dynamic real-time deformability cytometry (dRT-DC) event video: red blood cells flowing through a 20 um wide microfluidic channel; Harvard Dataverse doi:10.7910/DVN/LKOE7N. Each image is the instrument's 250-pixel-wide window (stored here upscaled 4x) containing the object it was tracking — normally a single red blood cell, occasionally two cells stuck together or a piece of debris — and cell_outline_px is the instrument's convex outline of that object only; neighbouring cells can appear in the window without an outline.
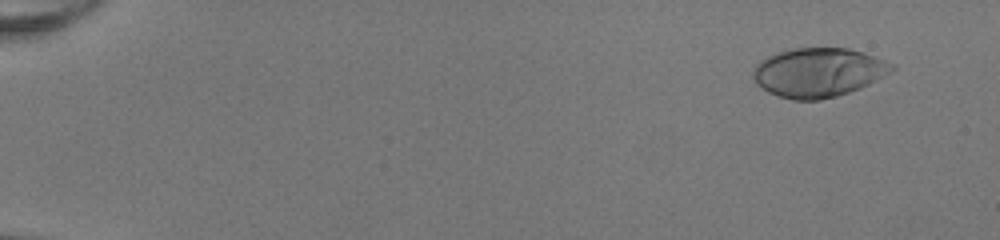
{"species": "human", "species_latin": "Homo sapiens", "temperature_condition": "room temperature", "stored_images_in_passage": 51, "camera_frame_rate_fps": 3000, "um_per_image_px": 0.085, "donor": {"sex": "female"}, "frame": {"image": 1, "passage_image": 4, "time_ms": 1.0, "image_size_px": [1000, 240], "cell_outline_px": [[896, 68], [868, 84], [860, 88], [836, 96], [820, 100], [792, 100], [768, 92], [756, 84], [752, 76], [752, 72], [756, 64], [760, 60], [776, 52], [792, 48], [848, 48], [864, 52], [896, 64]], "centroid_in_image_um": [69.54, 6.15], "position_along_channel_um": 15.5, "area_um2": 39.82}}
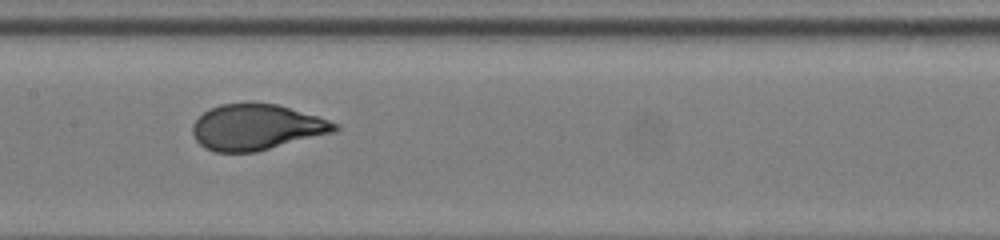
{"frame": {"image": 2, "passage_image": 28, "time_ms": 9.0, "image_size_px": [1000, 240], "cell_outline_px": [[340, 128], [336, 132], [256, 152], [216, 152], [204, 148], [196, 140], [192, 132], [192, 124], [204, 112], [220, 104], [276, 104], [316, 116], [340, 124]], "centroid_in_image_um": [21.82, 10.83], "position_along_channel_um": 185.6, "area_um2": 37.63}}
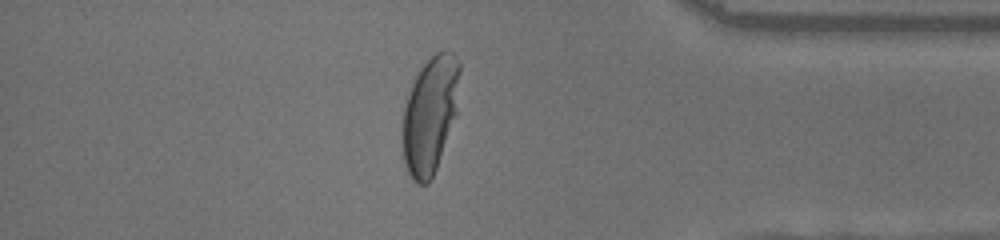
{"frame": {"image": 3, "passage_image": 45, "time_ms": 14.667, "image_size_px": [1000, 240], "cell_outline_px": [[460, 72], [456, 116], [436, 168], [428, 184], [416, 184], [412, 180], [404, 164], [404, 108], [412, 84], [420, 68], [436, 52], [452, 52], [460, 60]], "centroid_in_image_um": [36.58, 9.75], "position_along_channel_um": 398.6, "area_um2": 38.44}, "authors_computed_cell_mechanics": {"area_um2": 38.437, "velocity_mm_per_s": 4.1016, "shape_relaxation_time_tau1_ms": 4.0363, "shape_relaxation_time_tau2_ms": null, "deformation_change_tau1": 0.2284, "deformation_change_tau2": null}}